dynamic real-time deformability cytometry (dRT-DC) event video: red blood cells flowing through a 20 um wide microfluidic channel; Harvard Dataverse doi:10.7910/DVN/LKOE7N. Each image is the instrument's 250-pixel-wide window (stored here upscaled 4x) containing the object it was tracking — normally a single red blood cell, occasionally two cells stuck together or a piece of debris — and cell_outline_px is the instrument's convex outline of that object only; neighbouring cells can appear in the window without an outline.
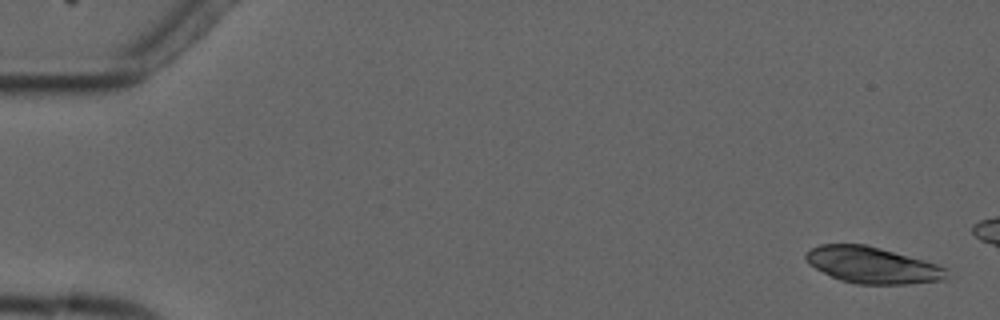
{"species": "common noctule bat (a hibernating species)", "species_latin": "Nyctalus noctula", "temperature_condition": "cold", "stored_images_in_passage": 4, "camera_frame_rate_fps": 3000, "um_per_image_px": 0.085, "animal": {"sex": "male", "forearm_length_mm": 52.5}, "frame": {"image": 1, "passage_image": 1, "time_ms": 0.0, "image_size_px": [1000, 320], "cell_outline_px": [[948, 280], [908, 284], [856, 284], [840, 280], [808, 264], [804, 260], [804, 256], [812, 248], [820, 244], [864, 244], [880, 248], [924, 260], [948, 268]], "centroid_in_image_um": [74.19, 22.54], "position_along_channel_um": 10.8, "area_um2": 29.94}}